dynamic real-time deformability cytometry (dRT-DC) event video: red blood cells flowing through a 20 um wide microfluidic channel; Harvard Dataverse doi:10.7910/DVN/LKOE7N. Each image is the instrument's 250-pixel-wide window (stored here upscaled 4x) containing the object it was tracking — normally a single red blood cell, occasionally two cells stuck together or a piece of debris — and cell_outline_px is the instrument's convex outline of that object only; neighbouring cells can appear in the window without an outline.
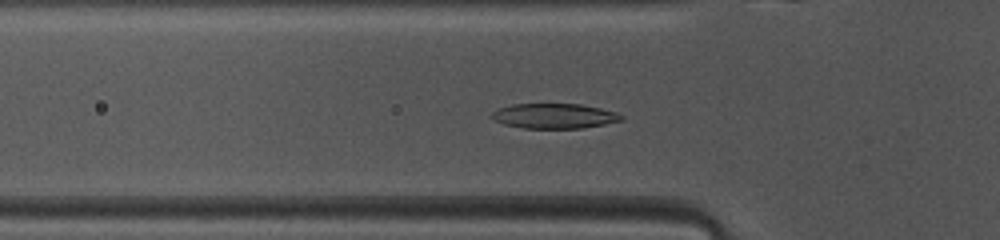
{"species": "common noctule bat (a hibernating species)", "species_latin": "Nyctalus noctula", "temperature_condition": "warm", "stored_images_in_passage": 39, "camera_frame_rate_fps": 3000, "um_per_image_px": 0.085, "animal": {"sex": "female", "body_mass_g": 10.0, "forearm_length_mm": 53.1}, "frame": {"image": 1, "passage_image": 6, "time_ms": 1.667, "image_size_px": [1000, 240], "cell_outline_px": [[624, 120], [584, 128], [524, 128], [504, 124], [496, 120], [492, 116], [492, 112], [500, 108], [512, 104], [580, 104], [600, 108], [616, 112], [624, 116]], "centroid_in_image_um": [47.16, 9.86], "position_along_channel_um": 78.6, "area_um2": 18.73}}
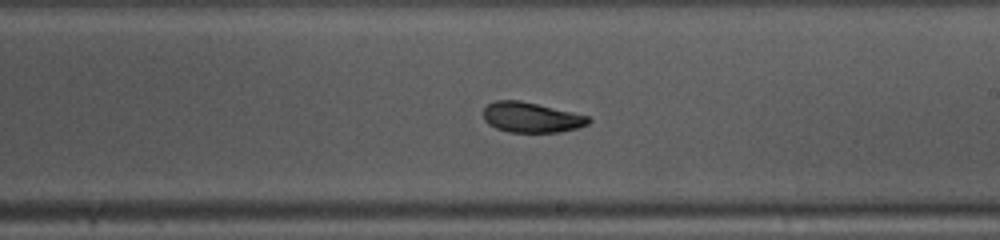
{"frame": {"image": 2, "passage_image": 18, "time_ms": 5.667, "image_size_px": [1000, 240], "cell_outline_px": [[592, 120], [588, 124], [576, 128], [560, 132], [508, 132], [496, 128], [488, 124], [484, 120], [484, 108], [488, 104], [496, 100], [520, 100], [572, 112], [588, 116]], "centroid_in_image_um": [45.15, 9.98], "position_along_channel_um": 243.9, "area_um2": 18.44}}
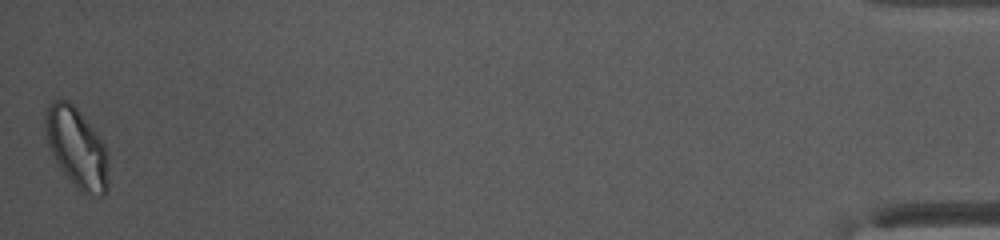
{"frame": {"image": 3, "passage_image": 39, "time_ms": 12.667, "image_size_px": [1000, 240], "cell_outline_px": [[108, 188], [104, 196], [88, 196], [80, 192], [76, 188], [60, 168], [48, 144], [44, 128], [44, 116], [48, 104], [52, 100], [68, 100], [80, 112], [96, 132], [104, 144], [108, 156]], "centroid_in_image_um": [6.53, 12.59], "position_along_channel_um": 428.7, "area_um2": 29.65}, "authors_computed_cell_mechanics": {"area_um2": 19.3052, "velocity_mm_per_s": 4.0979, "shape_relaxation_time_tau1_ms": 2.5386, "shape_relaxation_time_tau2_ms": 2.2475, "deformation_change_tau1": 0.1228, "deformation_change_tau2": 0.0771}}